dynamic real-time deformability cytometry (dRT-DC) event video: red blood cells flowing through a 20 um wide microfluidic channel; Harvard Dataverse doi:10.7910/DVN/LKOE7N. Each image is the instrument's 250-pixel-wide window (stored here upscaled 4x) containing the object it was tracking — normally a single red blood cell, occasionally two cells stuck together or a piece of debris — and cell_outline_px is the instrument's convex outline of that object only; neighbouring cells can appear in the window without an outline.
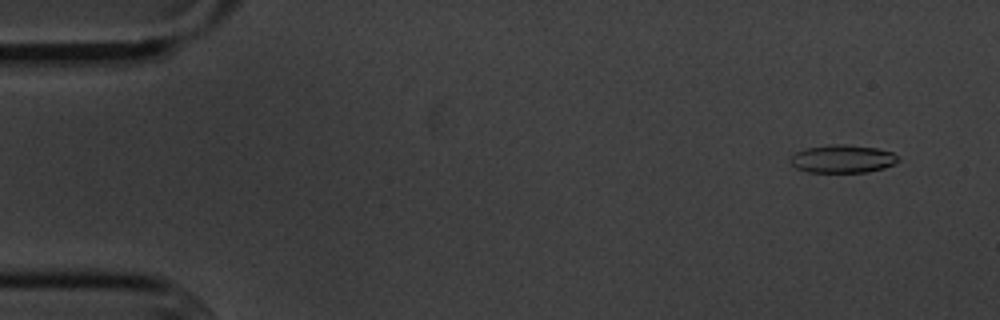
{"species": "common noctule bat (a hibernating species)", "species_latin": "Nyctalus noctula", "temperature_condition": "cold", "stored_images_in_passage": 6, "camera_frame_rate_fps": 3000, "um_per_image_px": 0.085, "animal": {"sex": "male", "body_mass_g": 20.1, "forearm_length_mm": 53.5}, "frame": {"image": 1, "passage_image": 2, "time_ms": 1.0, "image_size_px": [1000, 320], "cell_outline_px": [[900, 160], [884, 168], [868, 172], [808, 172], [796, 168], [788, 160], [796, 152], [808, 148], [832, 144], [844, 144], [876, 148], [892, 152], [900, 156]], "centroid_in_image_um": [71.63, 13.5], "position_along_channel_um": 13.4, "area_um2": 17.57}}